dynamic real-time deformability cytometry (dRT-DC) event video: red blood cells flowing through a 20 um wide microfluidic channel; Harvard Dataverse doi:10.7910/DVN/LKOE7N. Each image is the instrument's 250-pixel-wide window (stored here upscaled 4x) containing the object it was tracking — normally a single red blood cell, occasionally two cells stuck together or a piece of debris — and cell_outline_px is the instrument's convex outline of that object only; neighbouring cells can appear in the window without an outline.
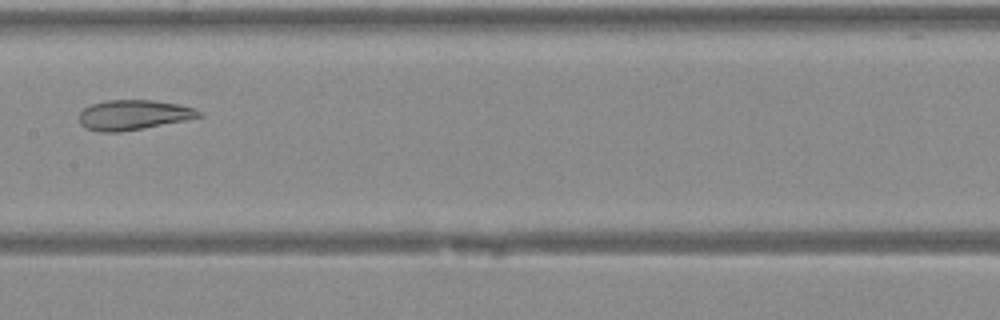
{"species": "Egyptian fruit bat (a non-hibernating species)", "species_latin": "Rousettus aegyptiacus", "temperature_condition": "warm", "stored_images_in_passage": 35, "camera_frame_rate_fps": 3000, "um_per_image_px": 0.085, "animal": {"sex": "female"}, "frame": {"image": 1, "passage_image": 15, "time_ms": 4.667, "image_size_px": [1000, 320], "cell_outline_px": [[204, 116], [188, 120], [144, 128], [120, 132], [100, 132], [84, 128], [80, 124], [80, 112], [84, 108], [92, 104], [108, 100], [152, 100], [180, 104], [196, 108], [204, 112]], "centroid_in_image_um": [11.41, 9.77], "position_along_channel_um": 196.0, "area_um2": 21.21}}
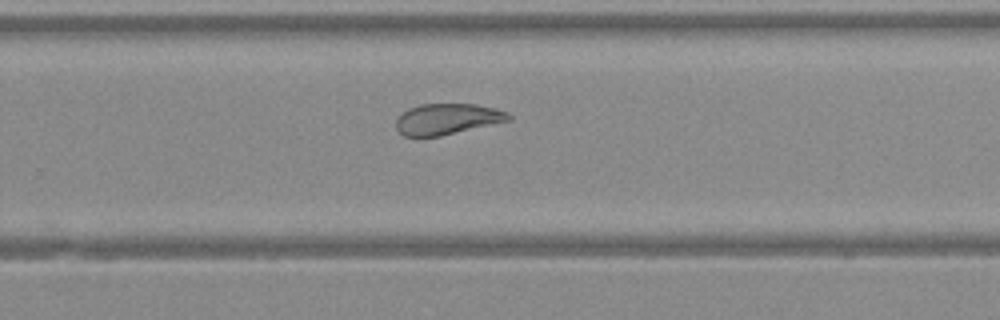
{"frame": {"image": 2, "passage_image": 21, "time_ms": 6.667, "image_size_px": [1000, 320], "cell_outline_px": [[512, 120], [440, 136], [404, 136], [396, 128], [396, 120], [408, 108], [420, 104], [476, 104], [496, 108], [508, 112], [512, 116]], "centroid_in_image_um": [38.06, 10.11], "position_along_channel_um": 291.7, "area_um2": 20.29}}
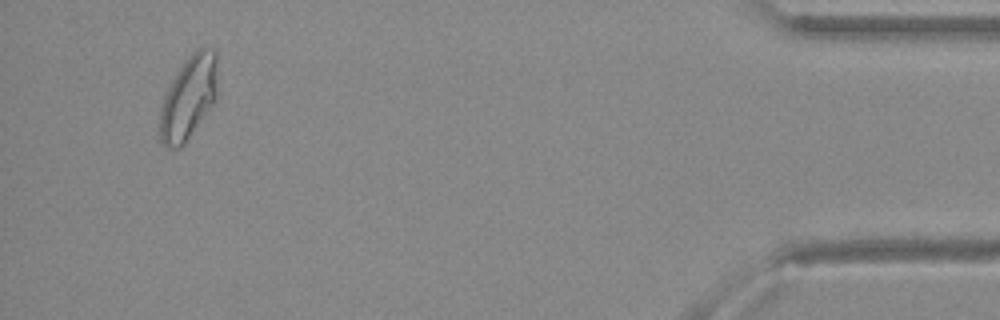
{"frame": {"image": 3, "passage_image": 33, "time_ms": 10.667, "image_size_px": [1000, 320], "cell_outline_px": [[216, 100], [184, 144], [180, 148], [168, 148], [160, 140], [160, 112], [164, 96], [176, 72], [188, 56], [196, 48], [212, 48], [216, 52]], "centroid_in_image_um": [16.03, 8.29], "position_along_channel_um": 419.2, "area_um2": 27.74}}